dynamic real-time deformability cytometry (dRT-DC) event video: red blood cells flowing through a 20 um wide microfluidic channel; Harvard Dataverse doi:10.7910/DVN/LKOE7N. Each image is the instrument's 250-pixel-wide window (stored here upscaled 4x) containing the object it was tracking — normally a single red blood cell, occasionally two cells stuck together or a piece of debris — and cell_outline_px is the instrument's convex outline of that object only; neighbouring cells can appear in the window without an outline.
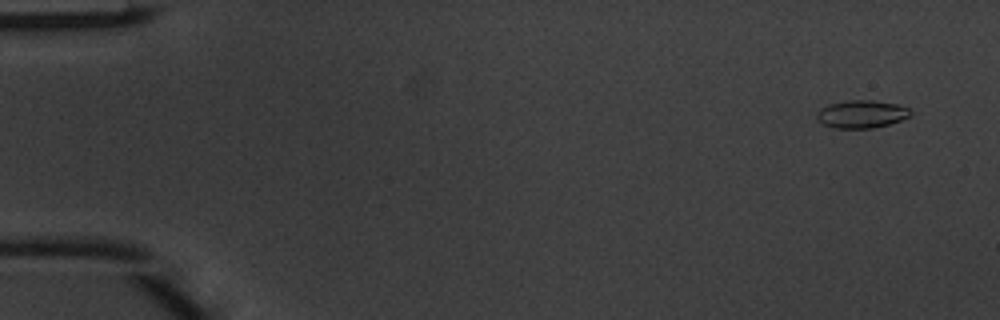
{"species": "common noctule bat (a hibernating species)", "species_latin": "Nyctalus noctula", "temperature_condition": "warm", "stored_images_in_passage": 7, "camera_frame_rate_fps": 3000, "um_per_image_px": 0.085, "animal": {"sex": "male", "body_mass_g": 20.1, "forearm_length_mm": 53.5}, "frame": {"image": 1, "passage_image": 1, "time_ms": 0.0, "image_size_px": [1000, 320], "cell_outline_px": [[912, 112], [908, 116], [900, 120], [888, 124], [872, 128], [836, 128], [824, 124], [816, 120], [816, 112], [820, 108], [828, 104], [848, 100], [872, 100], [896, 104], [908, 108]], "centroid_in_image_um": [73.18, 9.69], "position_along_channel_um": 11.8, "area_um2": 15.09}}
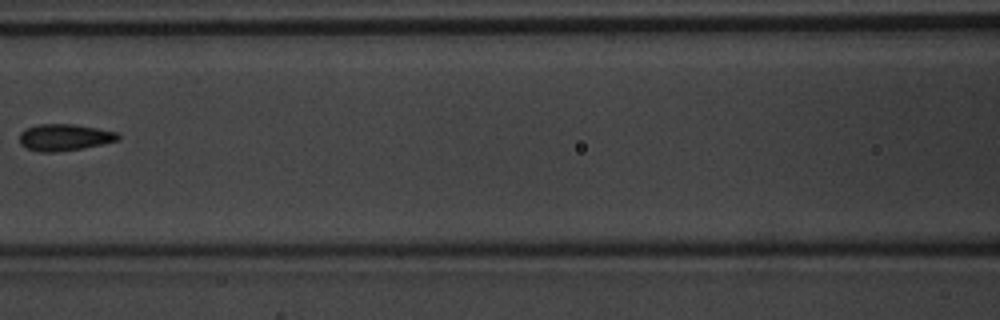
{"frame": {"image": 2, "passage_image": 7, "time_ms": 2.0, "image_size_px": [1000, 320], "cell_outline_px": [[120, 140], [84, 148], [56, 152], [40, 152], [28, 148], [20, 144], [20, 132], [36, 124], [72, 124], [96, 128], [116, 132], [120, 136]], "centroid_in_image_um": [5.48, 11.68], "position_along_channel_um": 161.1, "area_um2": 15.26}}